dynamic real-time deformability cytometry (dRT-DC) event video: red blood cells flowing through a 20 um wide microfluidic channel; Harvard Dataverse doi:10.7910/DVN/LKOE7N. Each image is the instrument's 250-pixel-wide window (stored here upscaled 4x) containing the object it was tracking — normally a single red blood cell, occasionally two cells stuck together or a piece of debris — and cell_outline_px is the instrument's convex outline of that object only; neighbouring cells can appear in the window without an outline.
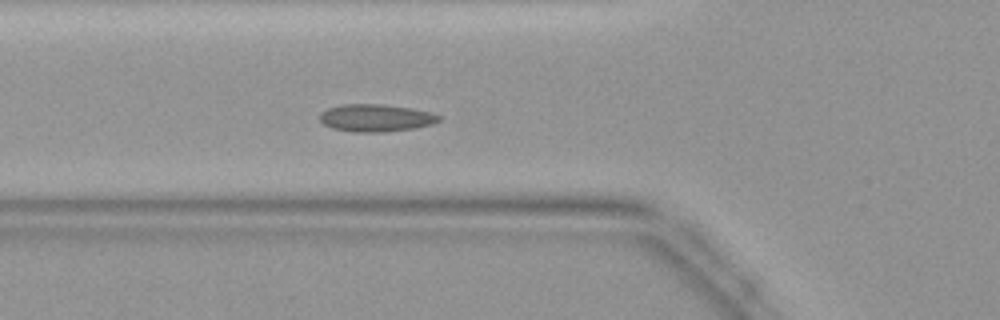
{"species": "common noctule bat (a hibernating species)", "species_latin": "Nyctalus noctula", "temperature_condition": "warm", "stored_images_in_passage": 32, "camera_frame_rate_fps": 3000, "um_per_image_px": 0.085, "animal": {"sex": "female", "body_mass_g": 19.9}, "frame": {"image": 1, "passage_image": 2, "time_ms": 0.333, "image_size_px": [1000, 320], "cell_outline_px": [[440, 120], [432, 124], [412, 128], [384, 132], [352, 132], [332, 128], [324, 124], [320, 120], [320, 112], [328, 108], [340, 104], [380, 104], [408, 108], [432, 112], [440, 116]], "centroid_in_image_um": [31.91, 10.02], "position_along_channel_um": 93.9, "area_um2": 18.96}}
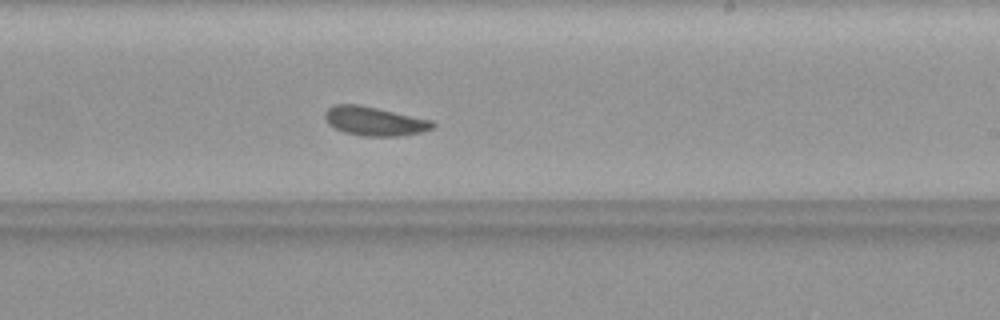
{"frame": {"image": 2, "passage_image": 13, "time_ms": 4.0, "image_size_px": [1000, 320], "cell_outline_px": [[436, 124], [432, 128], [420, 132], [396, 136], [364, 136], [344, 132], [328, 124], [324, 116], [324, 112], [332, 104], [360, 104], [432, 120]], "centroid_in_image_um": [31.79, 10.28], "position_along_channel_um": 257.2, "area_um2": 18.15}}
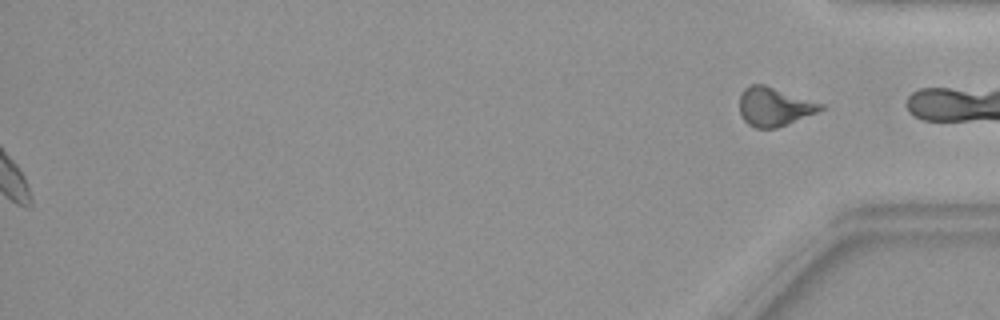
{"frame": {"image": 3, "passage_image": 32, "time_ms": 10.333, "image_size_px": [1000, 320], "cell_outline_px": [[824, 108], [816, 112], [788, 124], [776, 128], [756, 128], [748, 124], [740, 116], [740, 92], [748, 84], [764, 84], [824, 104]], "centroid_in_image_um": [65.77, 9.06], "position_along_channel_um": 369.4, "area_um2": 18.32}}